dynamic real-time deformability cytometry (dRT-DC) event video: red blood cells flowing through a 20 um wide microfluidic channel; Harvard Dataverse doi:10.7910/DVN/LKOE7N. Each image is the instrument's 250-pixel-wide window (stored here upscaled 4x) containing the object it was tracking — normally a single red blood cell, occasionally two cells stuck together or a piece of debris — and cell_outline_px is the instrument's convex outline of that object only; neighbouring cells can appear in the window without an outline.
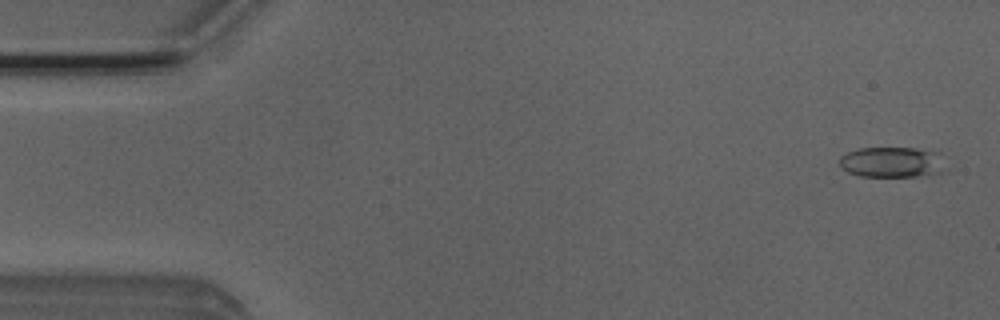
{"species": "Egyptian fruit bat (a non-hibernating species)", "species_latin": "Rousettus aegyptiacus", "temperature_condition": "room temperature", "stored_images_in_passage": 52, "camera_frame_rate_fps": 3000, "um_per_image_px": 0.085, "animal": {"sex": "male"}, "frame": {"image": 1, "passage_image": 2, "time_ms": 0.333, "image_size_px": [1000, 320], "cell_outline_px": [[940, 172], [916, 176], [860, 176], [848, 172], [840, 164], [840, 156], [848, 152], [860, 148], [916, 148], [932, 152]], "centroid_in_image_um": [75.6, 13.78], "position_along_channel_um": 9.4, "area_um2": 17.69}}
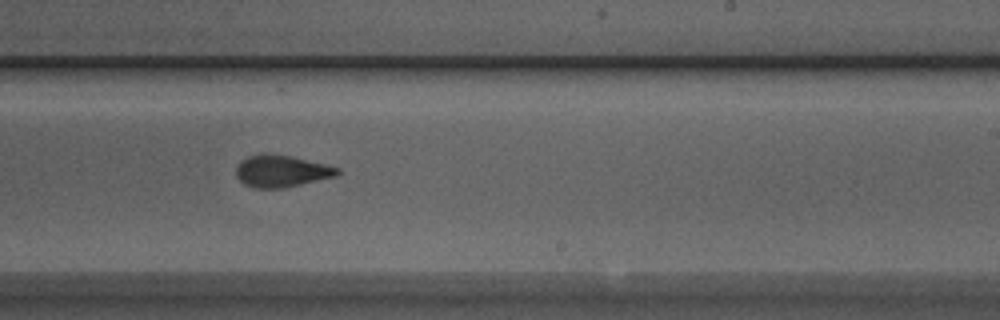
{"frame": {"image": 2, "passage_image": 31, "time_ms": 10.0, "image_size_px": [1000, 320], "cell_outline_px": [[340, 172], [336, 176], [284, 188], [256, 188], [244, 184], [236, 176], [236, 164], [240, 160], [248, 156], [260, 152], [292, 156], [340, 168]], "centroid_in_image_um": [23.88, 14.53], "position_along_channel_um": 265.1, "area_um2": 19.02}}
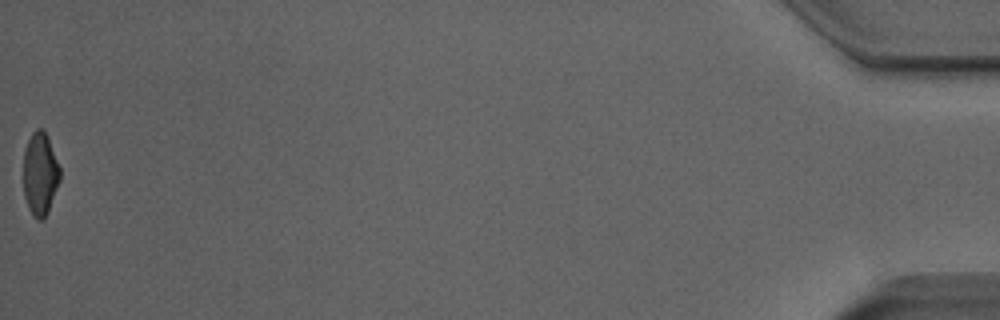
{"frame": {"image": 3, "passage_image": 52, "time_ms": 17.0, "image_size_px": [1000, 320], "cell_outline_px": [[60, 180], [48, 212], [44, 220], [40, 220], [32, 216], [28, 208], [24, 196], [24, 148], [32, 132], [36, 128], [40, 128], [48, 136], [60, 168]], "centroid_in_image_um": [3.41, 14.79], "position_along_channel_um": 431.8, "area_um2": 17.8}, "authors_computed_cell_mechanics": {"area_um2": 18.785, "velocity_mm_per_s": 3.9228, "shape_relaxation_time_tau1_ms": 4.6091, "shape_relaxation_time_tau2_ms": 1.9482, "deformation_change_tau1": 0.1371, "deformation_change_tau2": 0.092}}